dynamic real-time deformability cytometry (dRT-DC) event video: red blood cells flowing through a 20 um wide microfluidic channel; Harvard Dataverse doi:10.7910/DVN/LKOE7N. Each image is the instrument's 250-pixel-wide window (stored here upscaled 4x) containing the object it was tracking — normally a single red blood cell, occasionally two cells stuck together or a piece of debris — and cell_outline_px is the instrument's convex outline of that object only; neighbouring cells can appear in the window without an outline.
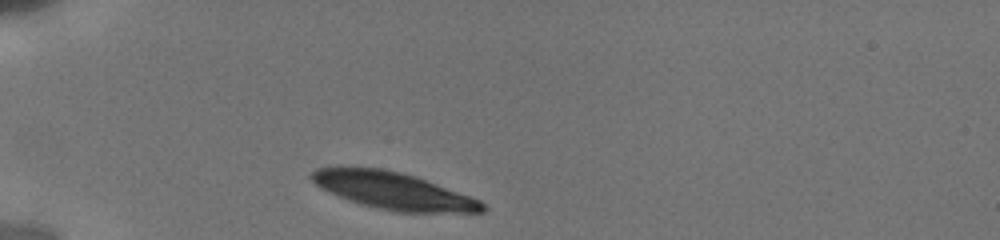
{"species": "human", "species_latin": "Homo sapiens", "temperature_condition": "cold", "stored_images_in_passage": 16, "camera_frame_rate_fps": 3000, "um_per_image_px": 0.085, "donor": {"sex": "male"}, "frame": {"image": 1, "passage_image": 1, "time_ms": 0.0, "image_size_px": [1000, 240], "cell_outline_px": [[488, 208], [484, 212], [396, 212], [376, 208], [360, 204], [320, 188], [308, 176], [316, 168], [384, 168], [416, 176], [480, 200]], "centroid_in_image_um": [33.45, 16.22], "position_along_channel_um": 51.6, "area_um2": 36.47}}
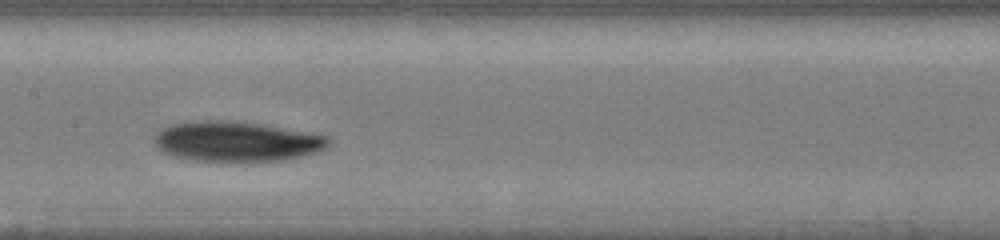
{"frame": {"image": 2, "passage_image": 10, "time_ms": 4.333, "image_size_px": [1000, 240], "cell_outline_px": [[332, 140], [328, 148], [316, 152], [284, 160], [196, 160], [176, 156], [164, 152], [152, 140], [156, 132], [160, 128], [168, 124], [260, 124], [328, 136]], "centroid_in_image_um": [20.18, 12.07], "position_along_channel_um": 187.2, "area_um2": 38.55}}
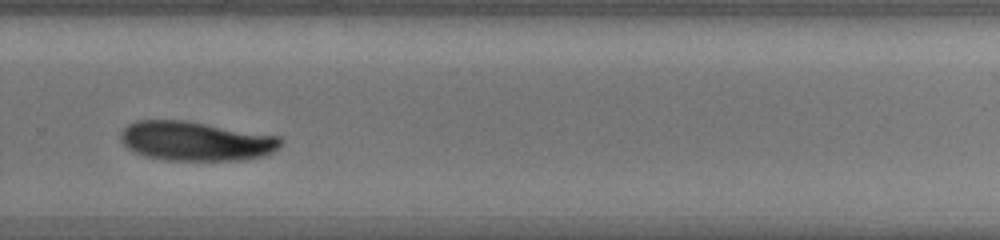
{"frame": {"image": 3, "passage_image": 16, "time_ms": 7.667, "image_size_px": [1000, 240], "cell_outline_px": [[284, 140], [272, 152], [264, 156], [240, 160], [164, 160], [144, 156], [128, 148], [120, 140], [120, 132], [128, 124], [136, 120], [184, 120], [280, 136]], "centroid_in_image_um": [16.62, 11.99], "position_along_channel_um": 313.2, "area_um2": 36.7}}